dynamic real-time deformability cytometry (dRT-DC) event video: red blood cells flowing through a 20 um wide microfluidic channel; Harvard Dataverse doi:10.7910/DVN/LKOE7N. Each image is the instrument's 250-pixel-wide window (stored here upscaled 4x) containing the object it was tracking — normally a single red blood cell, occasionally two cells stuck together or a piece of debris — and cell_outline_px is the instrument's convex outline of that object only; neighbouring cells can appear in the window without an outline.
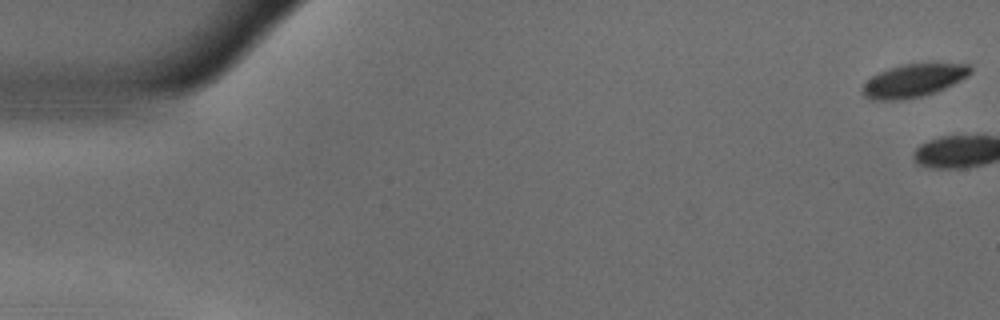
{"species": "common noctule bat (a hibernating species)", "species_latin": "Nyctalus noctula", "temperature_condition": "warm", "stored_images_in_passage": 3, "camera_frame_rate_fps": 3000, "um_per_image_px": 0.085, "animal": {"sex": "male", "body_mass_g": 18.8}, "frame": {"image": 1, "passage_image": 1, "time_ms": 0.0, "image_size_px": [1000, 320], "cell_outline_px": [[972, 72], [968, 76], [936, 92], [904, 100], [868, 100], [860, 92], [864, 84], [872, 76], [888, 68], [904, 64], [968, 64], [972, 68]], "centroid_in_image_um": [77.61, 6.87], "position_along_channel_um": 7.4, "area_um2": 20.69}}